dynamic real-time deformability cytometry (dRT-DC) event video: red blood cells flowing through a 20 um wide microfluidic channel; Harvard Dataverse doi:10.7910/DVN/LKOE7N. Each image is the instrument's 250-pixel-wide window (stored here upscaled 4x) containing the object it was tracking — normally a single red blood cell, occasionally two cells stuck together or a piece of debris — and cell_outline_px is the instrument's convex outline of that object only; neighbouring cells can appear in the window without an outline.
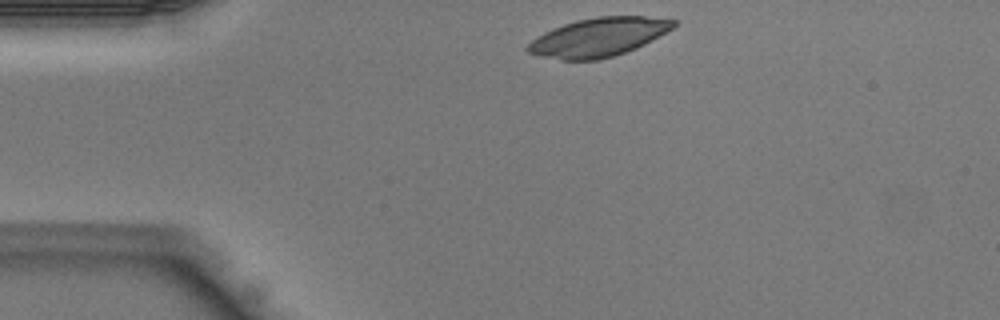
{"species": "Egyptian fruit bat (a non-hibernating species)", "species_latin": "Rousettus aegyptiacus", "temperature_condition": "warm", "stored_images_in_passage": 29, "camera_frame_rate_fps": 3000, "um_per_image_px": 0.085, "animal": {"sex": "male"}, "frame": {"image": 1, "passage_image": 1, "time_ms": 0.0, "image_size_px": [1000, 320], "cell_outline_px": [[676, 24], [672, 28], [652, 40], [636, 48], [612, 56], [596, 60], [560, 60], [540, 56], [528, 52], [524, 48], [532, 40], [544, 32], [552, 28], [576, 20], [596, 16], [644, 16], [676, 20]], "centroid_in_image_um": [50.84, 3.16], "position_along_channel_um": 34.2, "area_um2": 32.71}}
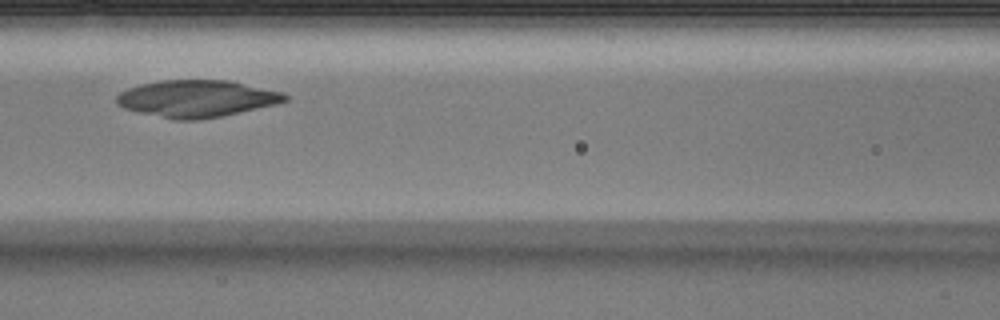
{"frame": {"image": 2, "passage_image": 11, "time_ms": 3.333, "image_size_px": [1000, 320], "cell_outline_px": [[288, 100], [276, 104], [220, 116], [196, 120], [172, 120], [124, 108], [116, 104], [116, 96], [120, 92], [128, 88], [140, 84], [160, 80], [228, 80], [280, 92], [288, 96]], "centroid_in_image_um": [16.66, 8.38], "position_along_channel_um": 149.9, "area_um2": 36.01}}
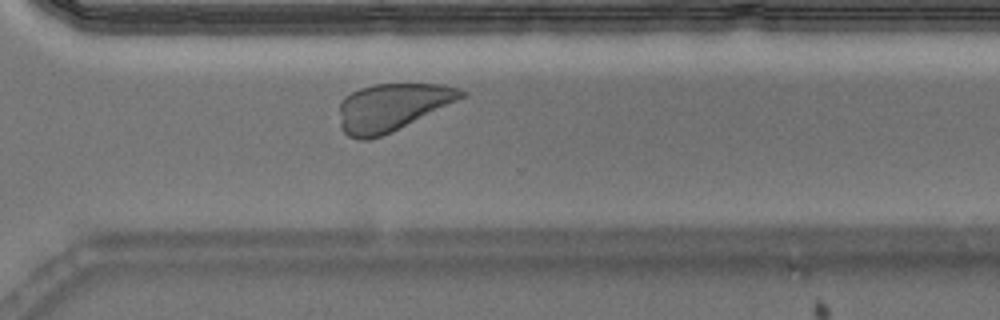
{"frame": {"image": 3, "passage_image": 23, "time_ms": 7.333, "image_size_px": [1000, 320], "cell_outline_px": [[468, 96], [392, 132], [368, 140], [360, 140], [348, 136], [340, 128], [340, 104], [344, 96], [360, 88], [376, 84], [440, 84], [456, 88], [468, 92]], "centroid_in_image_um": [33.34, 9.11], "position_along_channel_um": 337.3, "area_um2": 33.81}}